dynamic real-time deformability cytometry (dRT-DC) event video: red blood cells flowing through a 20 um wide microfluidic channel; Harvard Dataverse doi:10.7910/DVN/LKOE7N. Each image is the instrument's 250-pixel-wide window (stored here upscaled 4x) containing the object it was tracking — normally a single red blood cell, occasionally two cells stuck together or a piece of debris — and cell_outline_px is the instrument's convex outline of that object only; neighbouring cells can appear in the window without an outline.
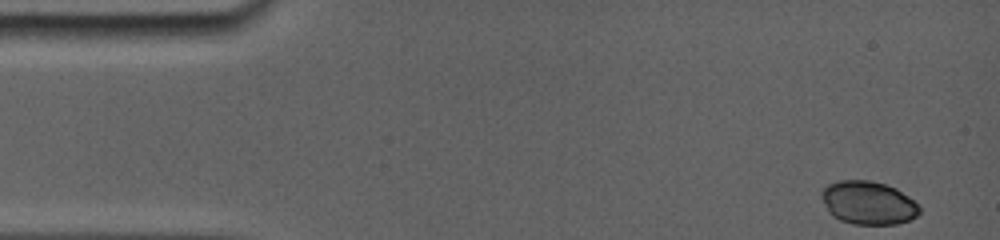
{"species": "common noctule bat (a hibernating species)", "species_latin": "Nyctalus noctula", "temperature_condition": "room temperature", "stored_images_in_passage": 13, "camera_frame_rate_fps": 5000, "um_per_image_px": 0.085, "animal": {"sex": "female", "body_mass_g": 19.0, "forearm_length_mm": 56.7}, "frame": {"image": 1, "passage_image": 1, "time_ms": 0.0, "image_size_px": [1000, 240], "cell_outline_px": [[920, 212], [916, 216], [908, 220], [896, 224], [852, 224], [840, 220], [832, 216], [828, 212], [820, 196], [820, 192], [828, 184], [840, 180], [868, 180], [884, 184], [896, 188], [920, 204]], "centroid_in_image_um": [73.79, 17.24], "position_along_channel_um": 11.2, "area_um2": 24.85}}
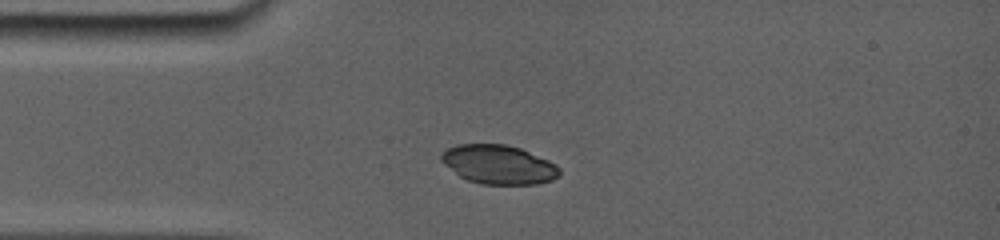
{"frame": {"image": 2, "passage_image": 11, "time_ms": 3.2, "image_size_px": [1000, 240], "cell_outline_px": [[560, 176], [552, 180], [536, 184], [480, 184], [468, 180], [460, 176], [444, 164], [440, 160], [440, 156], [448, 148], [460, 144], [504, 144], [520, 148], [548, 160], [560, 168]], "centroid_in_image_um": [42.39, 13.99], "position_along_channel_um": 42.6, "area_um2": 26.7}}